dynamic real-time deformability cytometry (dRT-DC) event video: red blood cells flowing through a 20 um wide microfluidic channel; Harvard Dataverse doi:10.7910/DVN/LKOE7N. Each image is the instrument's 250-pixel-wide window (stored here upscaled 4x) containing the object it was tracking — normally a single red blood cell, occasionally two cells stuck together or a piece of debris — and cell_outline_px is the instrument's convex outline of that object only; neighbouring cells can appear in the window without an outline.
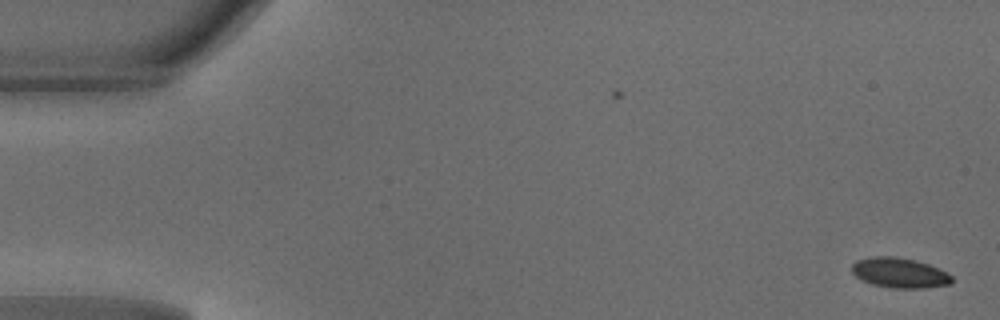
{"species": "common noctule bat (a hibernating species)", "species_latin": "Nyctalus noctula", "temperature_condition": "warm", "stored_images_in_passage": 48, "camera_frame_rate_fps": 3000, "um_per_image_px": 0.085, "animal": {"sex": "male", "body_mass_g": 18.8}, "frame": {"image": 1, "passage_image": 1, "time_ms": 0.0, "image_size_px": [1000, 320], "cell_outline_px": [[952, 284], [924, 288], [892, 288], [872, 284], [856, 276], [852, 272], [852, 264], [856, 260], [872, 256], [896, 256], [916, 260], [928, 264], [952, 276]], "centroid_in_image_um": [76.45, 23.18], "position_along_channel_um": 8.6, "area_um2": 17.46}}
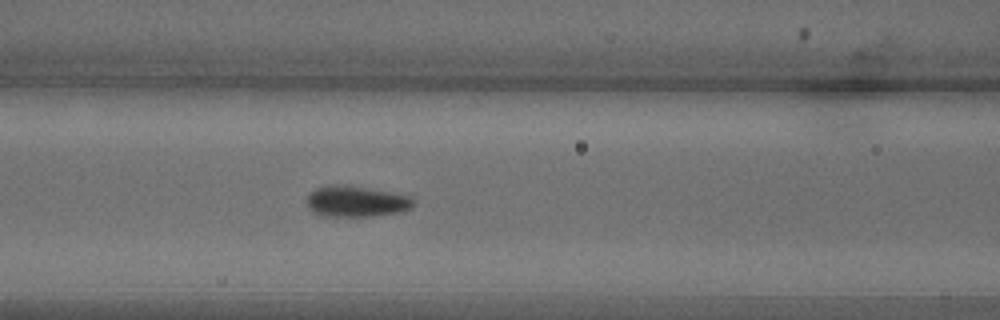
{"frame": {"image": 2, "passage_image": 20, "time_ms": 6.333, "image_size_px": [1000, 320], "cell_outline_px": [[412, 208], [396, 212], [372, 216], [324, 216], [312, 212], [308, 208], [308, 192], [316, 188], [336, 184], [344, 184], [368, 188], [412, 196]], "centroid_in_image_um": [30.23, 17.11], "position_along_channel_um": 136.4, "area_um2": 19.13}}
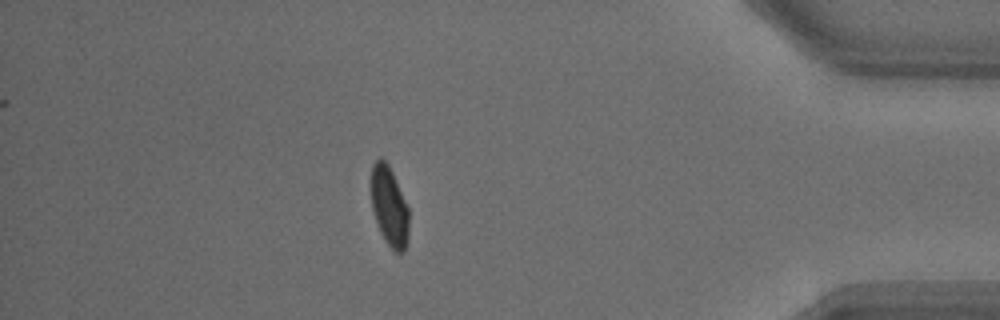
{"frame": {"image": 3, "passage_image": 42, "time_ms": 13.667, "image_size_px": [1000, 320], "cell_outline_px": [[408, 240], [404, 252], [396, 252], [384, 240], [380, 232], [372, 208], [372, 164], [380, 156], [388, 164], [392, 172], [408, 208]], "centroid_in_image_um": [33.09, 17.56], "position_along_channel_um": 402.1, "area_um2": 17.22}, "authors_computed_cell_mechanics": {"area_um2": 18.4382, "velocity_mm_per_s": 4.1762, "shape_relaxation_time_tau1_ms": 2.6731, "shape_relaxation_time_tau2_ms": null, "deformation_change_tau1": 0.1065, "deformation_change_tau2": null}}